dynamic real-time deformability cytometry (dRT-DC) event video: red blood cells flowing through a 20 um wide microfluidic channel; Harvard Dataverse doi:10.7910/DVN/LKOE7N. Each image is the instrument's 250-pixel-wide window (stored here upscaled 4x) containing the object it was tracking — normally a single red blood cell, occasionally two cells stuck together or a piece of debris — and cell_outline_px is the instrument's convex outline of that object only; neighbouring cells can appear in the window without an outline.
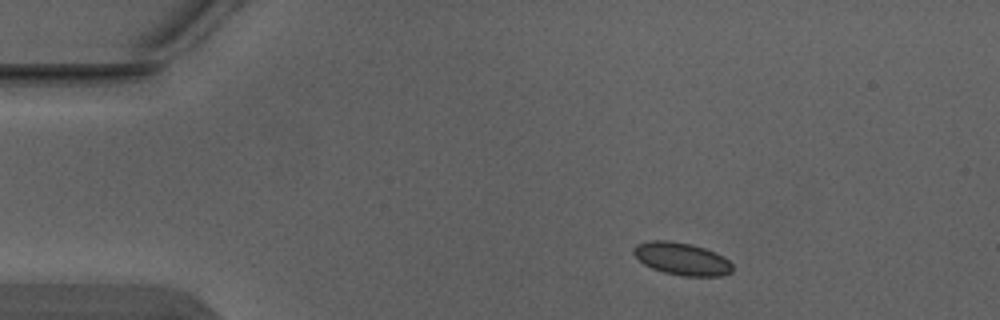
{"species": "Egyptian fruit bat (a non-hibernating species)", "species_latin": "Rousettus aegyptiacus", "temperature_condition": "warm", "stored_images_in_passage": 5, "camera_frame_rate_fps": 3000, "um_per_image_px": 0.085, "animal": {"sex": "male"}, "frame": {"image": 1, "passage_image": 5, "time_ms": 1.333, "image_size_px": [1000, 320], "cell_outline_px": [[732, 272], [720, 276], [684, 276], [664, 272], [652, 268], [644, 264], [632, 252], [632, 248], [636, 244], [652, 240], [668, 240], [692, 244], [704, 248], [728, 260], [732, 264]], "centroid_in_image_um": [57.92, 21.99], "position_along_channel_um": 27.1, "area_um2": 18.55}}